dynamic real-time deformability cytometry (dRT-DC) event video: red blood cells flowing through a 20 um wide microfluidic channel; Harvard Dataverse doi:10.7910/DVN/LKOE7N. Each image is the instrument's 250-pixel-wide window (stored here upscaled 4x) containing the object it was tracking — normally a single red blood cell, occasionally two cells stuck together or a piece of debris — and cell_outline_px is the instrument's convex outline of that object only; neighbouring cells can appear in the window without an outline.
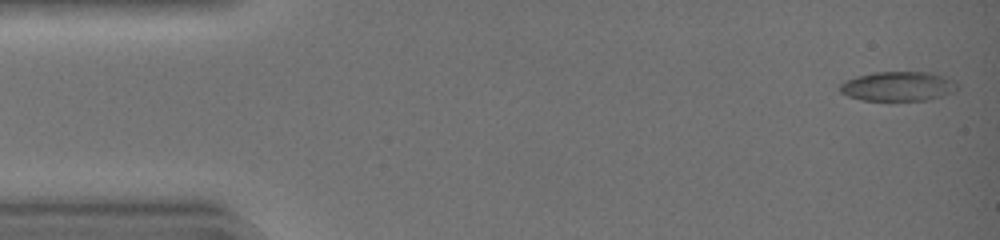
{"species": "common noctule bat (a hibernating species)", "species_latin": "Nyctalus noctula", "temperature_condition": "warm", "stored_images_in_passage": 19, "camera_frame_rate_fps": 3000, "um_per_image_px": 0.085, "animal": {"sex": "female", "body_mass_g": 19.0, "forearm_length_mm": 51.5}, "frame": {"image": 1, "passage_image": 1, "time_ms": 0.0, "image_size_px": [1000, 240], "cell_outline_px": [[960, 84], [956, 92], [944, 96], [928, 100], [860, 100], [848, 96], [840, 92], [836, 88], [844, 80], [856, 76], [872, 72], [932, 72], [956, 80]], "centroid_in_image_um": [76.37, 7.33], "position_along_channel_um": 8.6, "area_um2": 20.75}}
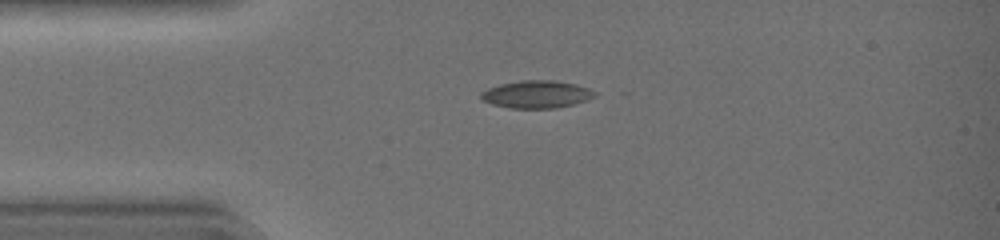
{"frame": {"image": 2, "passage_image": 10, "time_ms": 3.0, "image_size_px": [1000, 240], "cell_outline_px": [[596, 96], [588, 100], [556, 108], [508, 108], [492, 104], [484, 100], [480, 96], [480, 92], [488, 88], [500, 84], [520, 80], [552, 80], [576, 84], [588, 88], [596, 92]], "centroid_in_image_um": [45.61, 8.01], "position_along_channel_um": 39.4, "area_um2": 18.26}}